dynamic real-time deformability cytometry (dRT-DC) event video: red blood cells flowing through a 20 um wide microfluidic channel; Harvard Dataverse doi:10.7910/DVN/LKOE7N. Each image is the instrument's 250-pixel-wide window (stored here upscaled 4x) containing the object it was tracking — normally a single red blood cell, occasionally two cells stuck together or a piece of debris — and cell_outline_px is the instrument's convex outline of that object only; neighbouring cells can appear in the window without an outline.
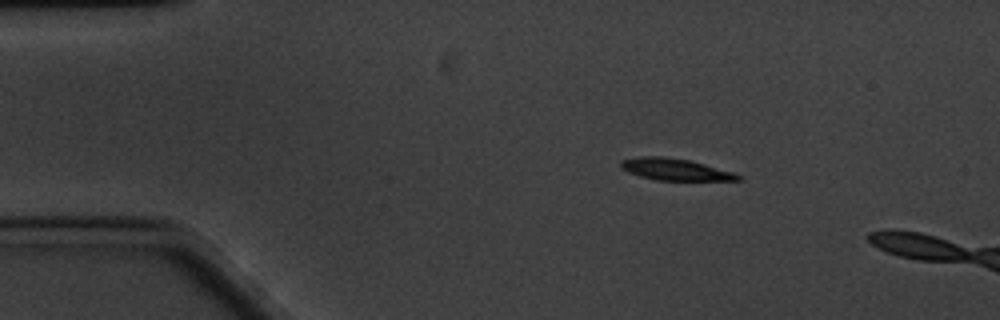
{"species": "common noctule bat (a hibernating species)", "species_latin": "Nyctalus noctula", "temperature_condition": "cold", "stored_images_in_passage": 15, "camera_frame_rate_fps": 3000, "um_per_image_px": 0.085, "animal": {"sex": "male", "body_mass_g": 20.1, "forearm_length_mm": 53.5}, "frame": {"image": 1, "passage_image": 9, "time_ms": 2.667, "image_size_px": [1000, 320], "cell_outline_px": [[740, 180], [656, 180], [640, 176], [628, 172], [620, 168], [620, 160], [640, 156], [664, 156], [688, 160], [736, 172], [740, 176]], "centroid_in_image_um": [57.36, 14.39], "position_along_channel_um": 27.6, "area_um2": 14.85}}